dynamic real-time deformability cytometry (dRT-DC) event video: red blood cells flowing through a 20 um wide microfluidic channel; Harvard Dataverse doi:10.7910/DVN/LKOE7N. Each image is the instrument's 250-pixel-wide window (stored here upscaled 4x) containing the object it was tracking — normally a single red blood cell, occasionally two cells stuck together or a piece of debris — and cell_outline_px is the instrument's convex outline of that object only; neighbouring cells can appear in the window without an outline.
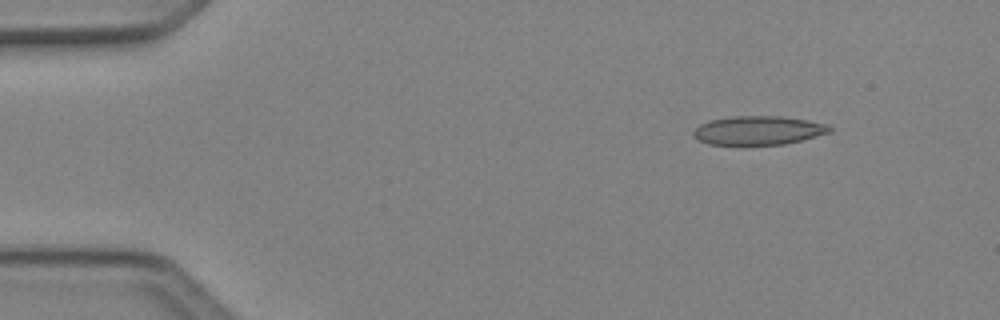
{"species": "Egyptian fruit bat (a non-hibernating species)", "species_latin": "Rousettus aegyptiacus", "temperature_condition": "cold", "stored_images_in_passage": 3, "camera_frame_rate_fps": 3000, "um_per_image_px": 0.085, "animal": {"sex": "female"}, "frame": {"image": 1, "passage_image": 1, "time_ms": 0.0, "image_size_px": [1000, 320], "cell_outline_px": [[832, 132], [784, 144], [708, 144], [700, 140], [692, 132], [700, 124], [708, 120], [732, 116], [780, 116], [808, 120], [828, 124], [832, 128]], "centroid_in_image_um": [64.48, 11.06], "position_along_channel_um": 20.5, "area_um2": 22.72}}